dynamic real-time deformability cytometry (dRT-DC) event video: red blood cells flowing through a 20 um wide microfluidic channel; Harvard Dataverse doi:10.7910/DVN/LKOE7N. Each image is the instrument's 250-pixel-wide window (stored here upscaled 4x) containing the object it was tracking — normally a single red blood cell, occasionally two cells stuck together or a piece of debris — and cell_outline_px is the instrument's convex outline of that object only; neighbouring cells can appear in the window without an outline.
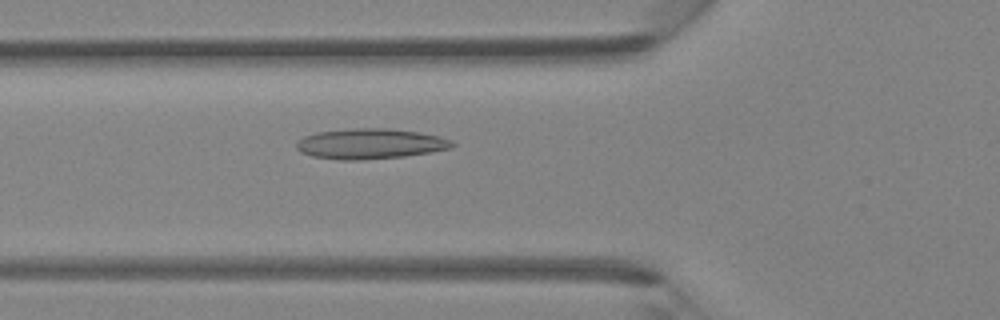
{"species": "Egyptian fruit bat (a non-hibernating species)", "species_latin": "Rousettus aegyptiacus", "temperature_condition": "room temperature", "stored_images_in_passage": 37, "camera_frame_rate_fps": 3000, "um_per_image_px": 0.085, "animal": {"sex": "female"}, "frame": {"image": 1, "passage_image": 8, "time_ms": 2.333, "image_size_px": [1000, 320], "cell_outline_px": [[456, 144], [452, 148], [432, 152], [404, 156], [360, 160], [340, 160], [312, 156], [300, 152], [296, 148], [296, 144], [304, 136], [316, 132], [356, 128], [384, 128], [420, 132], [440, 136], [452, 140]], "centroid_in_image_um": [31.5, 12.22], "position_along_channel_um": 94.3, "area_um2": 27.63}}
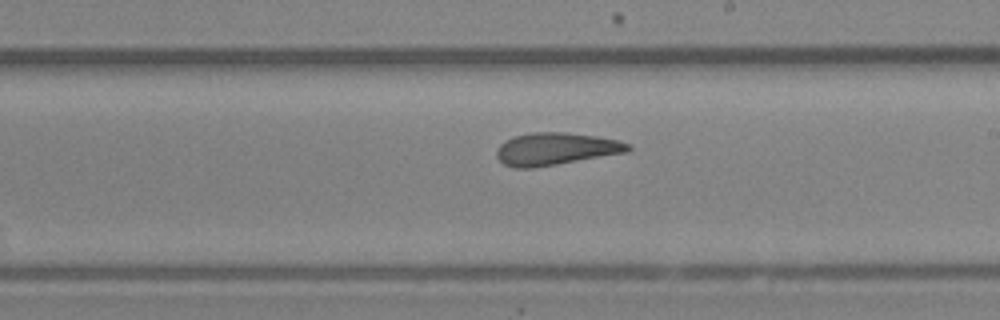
{"frame": {"image": 2, "passage_image": 18, "time_ms": 5.667, "image_size_px": [1000, 320], "cell_outline_px": [[632, 148], [628, 152], [532, 168], [516, 168], [504, 164], [496, 156], [496, 152], [500, 144], [504, 140], [512, 136], [532, 132], [564, 132], [596, 136], [616, 140], [628, 144]], "centroid_in_image_um": [47.2, 12.65], "position_along_channel_um": 241.8, "area_um2": 24.68}}
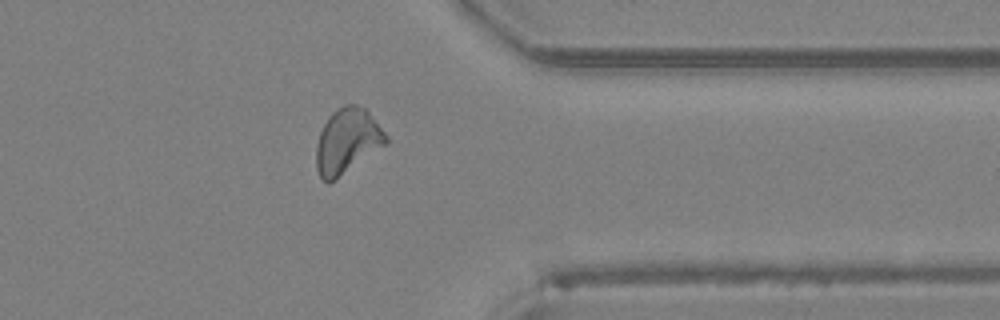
{"frame": {"image": 3, "passage_image": 28, "time_ms": 9.0, "image_size_px": [1000, 320], "cell_outline_px": [[388, 144], [336, 180], [328, 184], [320, 176], [316, 168], [316, 144], [320, 132], [328, 116], [332, 112], [344, 104], [356, 104], [364, 108], [368, 112], [388, 136]], "centroid_in_image_um": [29.52, 12.02], "position_along_channel_um": 381.9, "area_um2": 26.7}}